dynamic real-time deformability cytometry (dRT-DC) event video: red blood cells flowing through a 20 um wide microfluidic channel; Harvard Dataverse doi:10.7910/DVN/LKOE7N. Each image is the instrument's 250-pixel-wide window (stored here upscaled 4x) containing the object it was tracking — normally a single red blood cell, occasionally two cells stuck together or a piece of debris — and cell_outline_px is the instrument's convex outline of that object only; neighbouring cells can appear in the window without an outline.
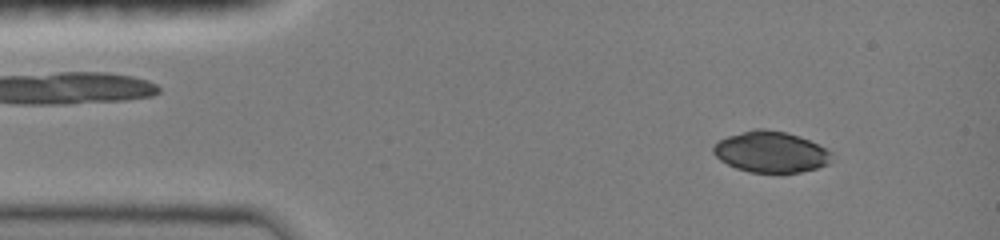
{"species": "common noctule bat (a hibernating species)", "species_latin": "Nyctalus noctula", "temperature_condition": "room temperature", "stored_images_in_passage": 5, "camera_frame_rate_fps": 3000, "um_per_image_px": 0.085, "animal": {"sex": "female", "body_mass_g": 19.0, "forearm_length_mm": 51.5}, "frame": {"image": 1, "passage_image": 2, "time_ms": 0.667, "image_size_px": [1000, 240], "cell_outline_px": [[832, 152], [828, 164], [816, 168], [800, 172], [780, 176], [748, 172], [736, 168], [720, 160], [712, 152], [712, 148], [720, 140], [728, 136], [756, 128], [764, 128], [784, 132], [800, 136]], "centroid_in_image_um": [65.51, 12.96], "position_along_channel_um": 19.5, "area_um2": 28.73}}